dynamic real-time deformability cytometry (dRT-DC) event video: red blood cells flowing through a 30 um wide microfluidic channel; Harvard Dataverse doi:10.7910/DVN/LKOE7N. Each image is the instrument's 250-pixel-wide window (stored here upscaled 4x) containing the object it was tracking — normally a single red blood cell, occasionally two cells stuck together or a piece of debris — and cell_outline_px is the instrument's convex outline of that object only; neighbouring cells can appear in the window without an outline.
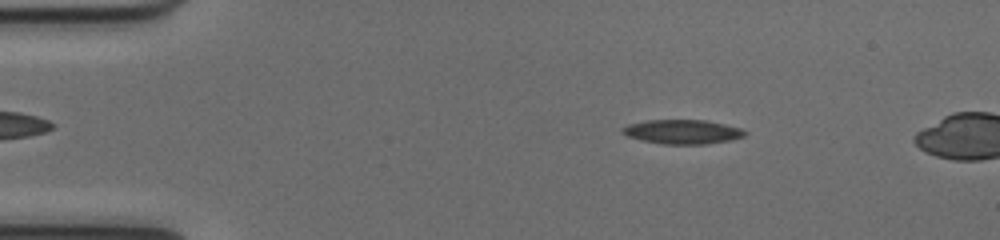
{"species": "common noctule bat (a hibernating species)", "species_latin": "Nyctalus noctula", "temperature_condition": "cold", "stored_images_in_passage": 49, "camera_frame_rate_fps": 3000, "um_per_image_px": 0.085, "animal": {"sex": "female", "body_mass_g": 17.0, "forearm_length_mm": 48.0}, "frame": {"image": 1, "passage_image": 8, "time_ms": 2.333, "image_size_px": [1000, 240], "cell_outline_px": [[744, 136], [728, 140], [704, 144], [664, 144], [644, 140], [628, 136], [624, 132], [624, 128], [628, 124], [648, 120], [708, 120], [740, 128], [744, 132]], "centroid_in_image_um": [58.02, 11.19], "position_along_channel_um": 27.0, "area_um2": 16.82}}
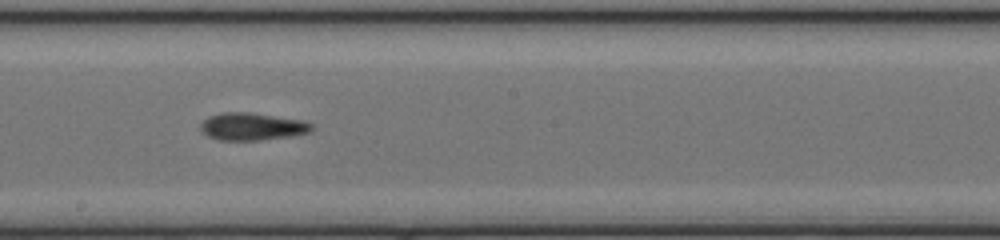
{"frame": {"image": 2, "passage_image": 28, "time_ms": 9.0, "image_size_px": [1000, 240], "cell_outline_px": [[312, 128], [308, 132], [292, 136], [260, 140], [220, 140], [208, 136], [200, 128], [200, 124], [204, 120], [212, 116], [224, 112], [248, 112], [300, 120], [312, 124]], "centroid_in_image_um": [21.41, 10.76], "position_along_channel_um": 226.8, "area_um2": 17.4}}
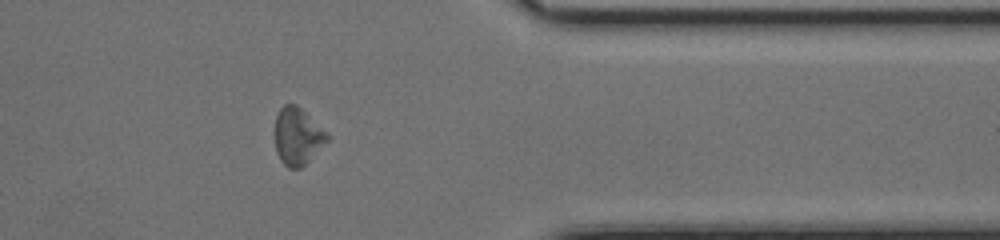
{"frame": {"image": 3, "passage_image": 41, "time_ms": 13.333, "image_size_px": [1000, 240], "cell_outline_px": [[328, 140], [300, 168], [288, 168], [280, 160], [276, 152], [276, 116], [280, 108], [284, 104], [296, 104], [328, 132]], "centroid_in_image_um": [25.29, 11.57], "position_along_channel_um": 386.1, "area_um2": 17.11}, "authors_computed_cell_mechanics": {"area_um2": 17.1088, "velocity_mm_per_s": 4.0212, "shape_relaxation_time_tau1_ms": 2.6196, "shape_relaxation_time_tau2_ms": 9.3955, "deformation_change_tau1": 0.0868, "deformation_change_tau2": 0.1943}}